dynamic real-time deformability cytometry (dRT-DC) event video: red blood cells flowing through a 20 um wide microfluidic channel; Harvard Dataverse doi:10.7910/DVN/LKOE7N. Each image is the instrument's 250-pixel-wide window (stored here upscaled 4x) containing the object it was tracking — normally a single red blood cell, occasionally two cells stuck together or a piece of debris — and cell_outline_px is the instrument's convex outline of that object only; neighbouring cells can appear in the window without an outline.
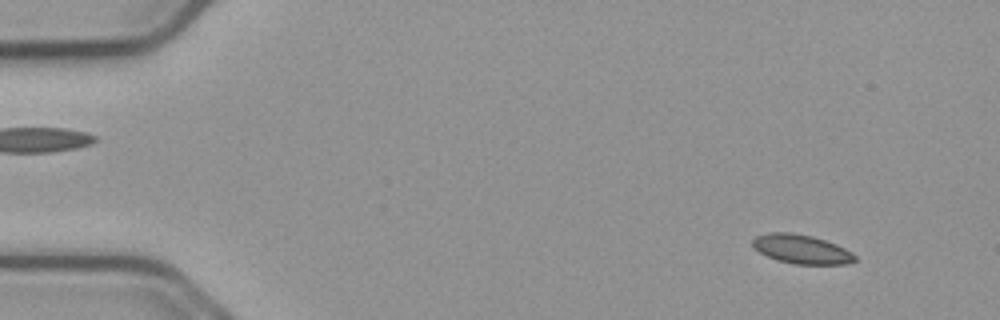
{"species": "common noctule bat (a hibernating species)", "species_latin": "Nyctalus noctula", "temperature_condition": "cold", "stored_images_in_passage": 55, "camera_frame_rate_fps": 3000, "um_per_image_px": 0.085, "animal": {"sex": "male", "body_mass_g": 23.1, "forearm_length_mm": 52.7}, "frame": {"image": 1, "passage_image": 5, "time_ms": 1.333, "image_size_px": [1000, 320], "cell_outline_px": [[856, 260], [848, 264], [792, 264], [776, 260], [752, 248], [752, 240], [756, 236], [768, 232], [788, 232], [812, 236], [836, 244], [852, 252], [856, 256]], "centroid_in_image_um": [68.1, 21.18], "position_along_channel_um": 16.9, "area_um2": 17.4}}
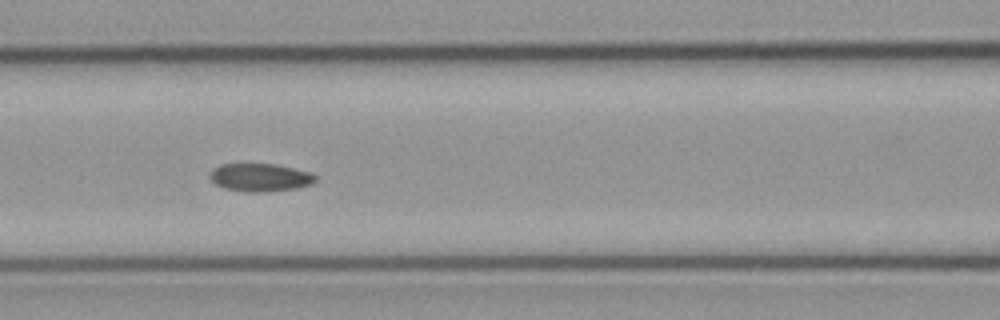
{"frame": {"image": 2, "passage_image": 24, "time_ms": 7.667, "image_size_px": [1000, 320], "cell_outline_px": [[316, 180], [312, 184], [296, 188], [264, 192], [252, 192], [224, 188], [216, 184], [208, 176], [220, 164], [276, 164], [308, 172], [316, 176]], "centroid_in_image_um": [22.12, 15.08], "position_along_channel_um": 144.5, "area_um2": 16.94}}
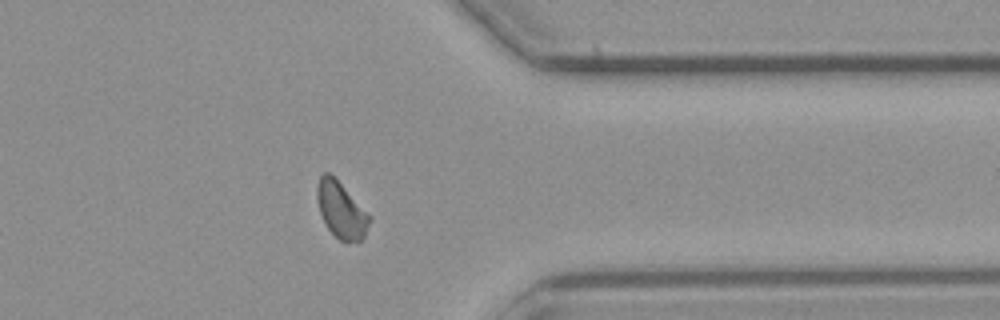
{"frame": {"image": 3, "passage_image": 44, "time_ms": 14.333, "image_size_px": [1000, 320], "cell_outline_px": [[372, 216], [364, 240], [356, 244], [340, 240], [328, 228], [320, 212], [316, 196], [316, 188], [320, 176], [324, 172], [328, 172]], "centroid_in_image_um": [29.03, 17.91], "position_along_channel_um": 382.4, "area_um2": 17.11}, "authors_computed_cell_mechanics": {"area_um2": 17.2822, "velocity_mm_per_s": 3.7155, "shape_relaxation_time_tau1_ms": null, "shape_relaxation_time_tau2_ms": 3.337, "deformation_change_tau1": null, "deformation_change_tau2": 0.0495}}